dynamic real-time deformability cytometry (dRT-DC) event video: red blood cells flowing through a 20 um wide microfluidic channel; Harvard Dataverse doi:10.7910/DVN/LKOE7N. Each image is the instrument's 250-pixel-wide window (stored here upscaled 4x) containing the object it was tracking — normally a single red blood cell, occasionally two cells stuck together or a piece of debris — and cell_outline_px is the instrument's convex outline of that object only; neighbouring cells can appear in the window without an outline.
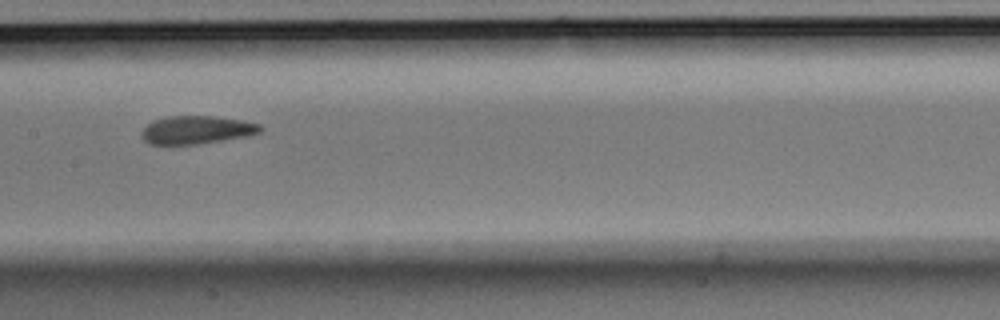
{"species": "Egyptian fruit bat (a non-hibernating species)", "species_latin": "Rousettus aegyptiacus", "temperature_condition": "room temperature", "stored_images_in_passage": 13, "camera_frame_rate_fps": 3000, "um_per_image_px": 0.085, "animal": {"sex": "male"}, "frame": {"image": 1, "passage_image": 6, "time_ms": 1.667, "image_size_px": [1000, 320], "cell_outline_px": [[264, 128], [260, 132], [244, 136], [196, 144], [148, 144], [140, 136], [144, 128], [152, 120], [168, 116], [212, 116], [244, 120], [260, 124]], "centroid_in_image_um": [16.69, 11.03], "position_along_channel_um": 190.7, "area_um2": 19.31}}
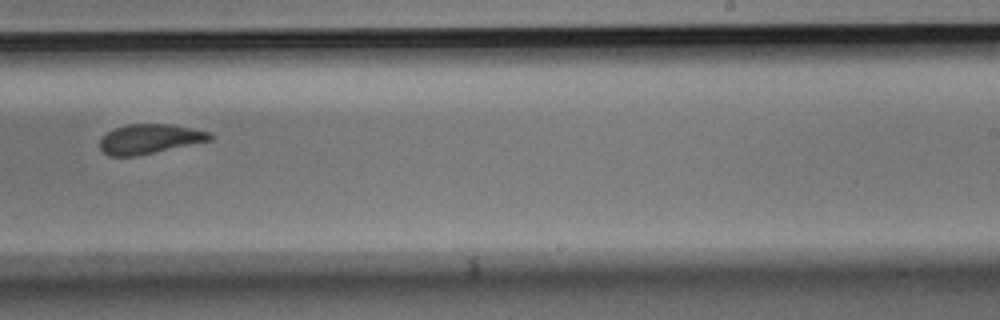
{"frame": {"image": 2, "passage_image": 8, "time_ms": 2.333, "image_size_px": [1000, 320], "cell_outline_px": [[212, 140], [136, 156], [112, 156], [104, 152], [100, 148], [100, 140], [112, 128], [128, 124], [172, 124], [212, 132]], "centroid_in_image_um": [12.74, 11.8], "position_along_channel_um": 276.3, "area_um2": 18.96}}
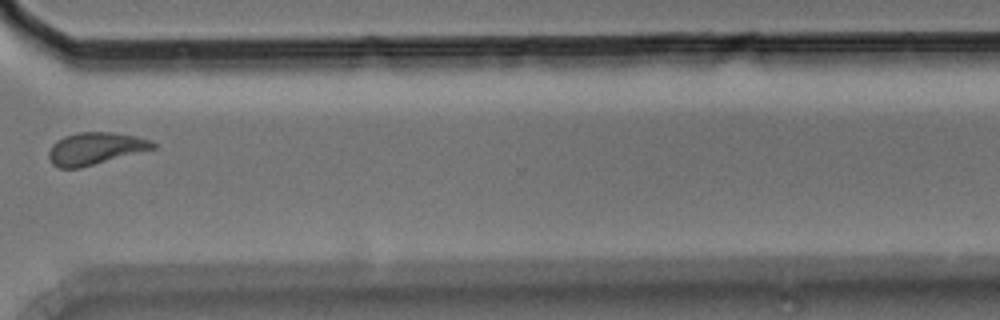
{"frame": {"image": 3, "passage_image": 10, "time_ms": 3.0, "image_size_px": [1000, 320], "cell_outline_px": [[156, 148], [80, 168], [60, 168], [52, 164], [48, 156], [48, 152], [52, 144], [56, 140], [64, 136], [76, 132], [112, 132], [136, 136], [152, 140], [156, 144]], "centroid_in_image_um": [8.09, 12.62], "position_along_channel_um": 362.5, "area_um2": 19.65}}